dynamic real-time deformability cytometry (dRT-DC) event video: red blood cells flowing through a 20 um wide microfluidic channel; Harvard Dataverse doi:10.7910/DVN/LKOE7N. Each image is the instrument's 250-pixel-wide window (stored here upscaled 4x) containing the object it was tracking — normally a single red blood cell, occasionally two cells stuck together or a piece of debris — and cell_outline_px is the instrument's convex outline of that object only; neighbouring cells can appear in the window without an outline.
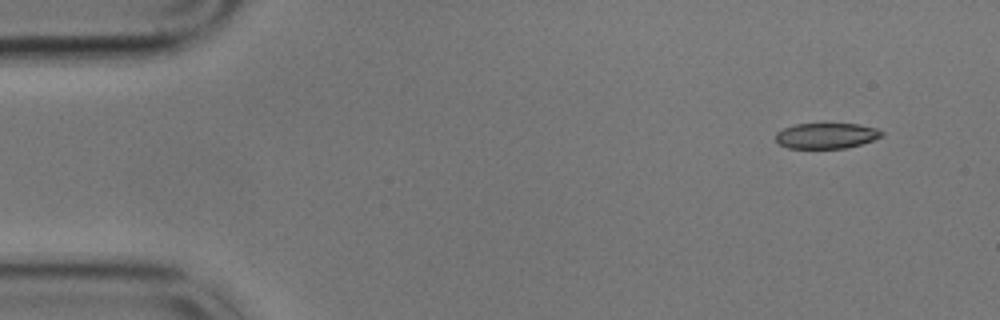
{"species": "common noctule bat (a hibernating species)", "species_latin": "Nyctalus noctula", "temperature_condition": "cold", "stored_images_in_passage": 54, "camera_frame_rate_fps": 3000, "um_per_image_px": 0.085, "animal": {"sex": "male", "body_mass_g": 17.9}, "frame": {"image": 1, "passage_image": 1, "time_ms": 0.0, "image_size_px": [1000, 320], "cell_outline_px": [[884, 136], [860, 144], [844, 148], [788, 148], [780, 144], [776, 140], [776, 132], [784, 128], [796, 124], [824, 120], [860, 124], [876, 128], [884, 132]], "centroid_in_image_um": [70.26, 11.47], "position_along_channel_um": 14.7, "area_um2": 16.65}}
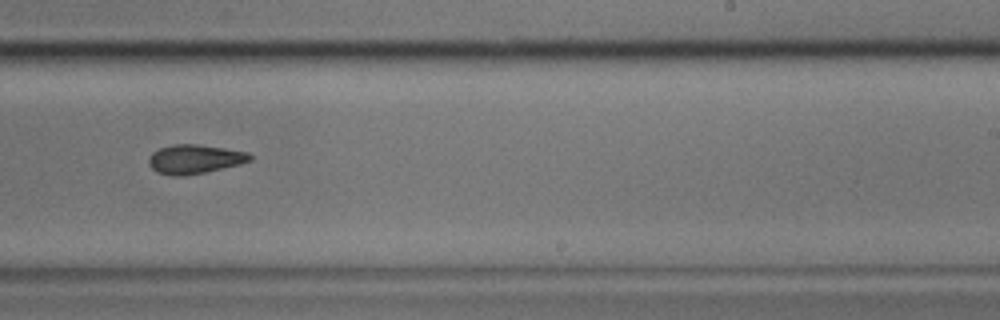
{"frame": {"image": 2, "passage_image": 32, "time_ms": 10.333, "image_size_px": [1000, 320], "cell_outline_px": [[252, 160], [240, 164], [204, 172], [180, 176], [172, 176], [156, 172], [148, 164], [148, 160], [152, 152], [160, 148], [172, 144], [196, 144], [224, 148], [248, 152], [252, 156]], "centroid_in_image_um": [16.53, 13.52], "position_along_channel_um": 272.5, "area_um2": 17.11}}
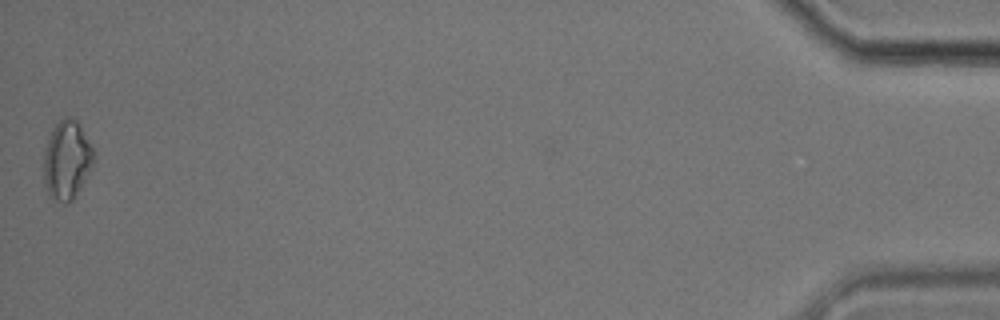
{"frame": {"image": 3, "passage_image": 54, "time_ms": 17.667, "image_size_px": [1000, 320], "cell_outline_px": [[92, 168], [80, 188], [72, 200], [68, 204], [64, 204], [48, 196], [44, 184], [44, 148], [52, 128], [64, 116], [68, 116], [76, 120], [92, 148]], "centroid_in_image_um": [5.64, 13.63], "position_along_channel_um": 429.6, "area_um2": 22.77}}